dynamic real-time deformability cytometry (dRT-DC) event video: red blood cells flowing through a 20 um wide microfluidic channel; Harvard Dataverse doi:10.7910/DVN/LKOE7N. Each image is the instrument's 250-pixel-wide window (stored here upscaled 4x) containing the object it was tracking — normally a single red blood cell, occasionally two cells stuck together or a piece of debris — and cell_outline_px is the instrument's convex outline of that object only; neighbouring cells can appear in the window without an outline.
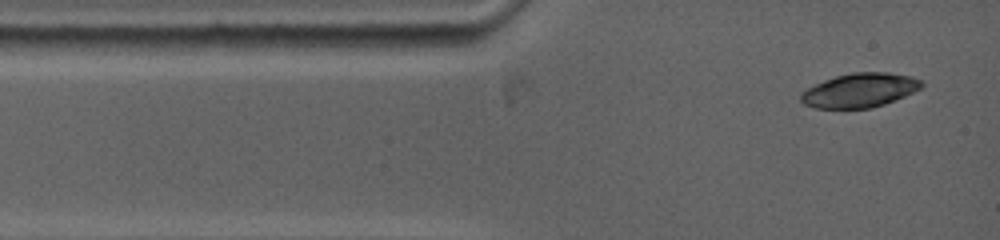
{"species": "common noctule bat (a hibernating species)", "species_latin": "Nyctalus noctula", "temperature_condition": "warm", "stored_images_in_passage": 3, "camera_frame_rate_fps": 5000, "um_per_image_px": 0.085, "animal": {"sex": "female", "body_mass_g": 19.0, "forearm_length_mm": 53.3}, "frame": {"image": 1, "passage_image": 1, "time_ms": 0.0, "image_size_px": [1000, 240], "cell_outline_px": [[924, 84], [920, 88], [904, 96], [884, 104], [872, 108], [816, 108], [804, 104], [800, 100], [800, 92], [824, 80], [836, 76], [852, 72], [888, 72], [912, 76], [920, 80]], "centroid_in_image_um": [73.07, 7.67], "position_along_channel_um": 11.9, "area_um2": 23.93}}
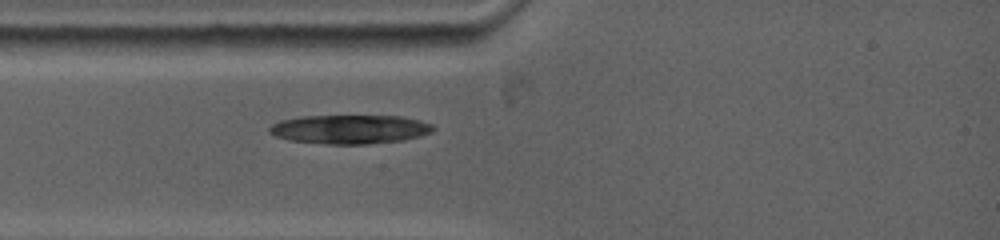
{"frame": {"image": 2, "passage_image": 3, "time_ms": 2.0, "image_size_px": [1000, 240], "cell_outline_px": [[436, 128], [432, 132], [420, 136], [404, 140], [368, 144], [324, 144], [288, 140], [276, 136], [268, 132], [268, 128], [272, 124], [280, 120], [300, 116], [400, 116], [420, 120], [432, 124]], "centroid_in_image_um": [29.73, 10.99], "position_along_channel_um": 55.3, "area_um2": 27.86}}